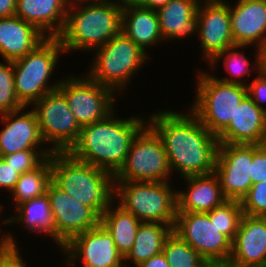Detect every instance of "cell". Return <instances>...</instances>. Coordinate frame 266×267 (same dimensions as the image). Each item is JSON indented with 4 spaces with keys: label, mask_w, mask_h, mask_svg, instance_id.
I'll use <instances>...</instances> for the list:
<instances>
[{
    "label": "cell",
    "mask_w": 266,
    "mask_h": 267,
    "mask_svg": "<svg viewBox=\"0 0 266 267\" xmlns=\"http://www.w3.org/2000/svg\"><path fill=\"white\" fill-rule=\"evenodd\" d=\"M72 1L68 5L63 30L57 37L66 53L96 49L122 33L123 8L116 1H90V4L86 1L88 6L85 7L79 6L81 1ZM69 6L78 9L72 13Z\"/></svg>",
    "instance_id": "obj_4"
},
{
    "label": "cell",
    "mask_w": 266,
    "mask_h": 267,
    "mask_svg": "<svg viewBox=\"0 0 266 267\" xmlns=\"http://www.w3.org/2000/svg\"><path fill=\"white\" fill-rule=\"evenodd\" d=\"M231 31L236 46L266 48V0H242L229 4Z\"/></svg>",
    "instance_id": "obj_18"
},
{
    "label": "cell",
    "mask_w": 266,
    "mask_h": 267,
    "mask_svg": "<svg viewBox=\"0 0 266 267\" xmlns=\"http://www.w3.org/2000/svg\"><path fill=\"white\" fill-rule=\"evenodd\" d=\"M65 53L58 38L47 37L23 58L13 61L15 94L27 107L58 88L60 81L48 85L60 53Z\"/></svg>",
    "instance_id": "obj_5"
},
{
    "label": "cell",
    "mask_w": 266,
    "mask_h": 267,
    "mask_svg": "<svg viewBox=\"0 0 266 267\" xmlns=\"http://www.w3.org/2000/svg\"><path fill=\"white\" fill-rule=\"evenodd\" d=\"M69 2V0H17L15 15L35 26L46 37L57 38L63 30Z\"/></svg>",
    "instance_id": "obj_22"
},
{
    "label": "cell",
    "mask_w": 266,
    "mask_h": 267,
    "mask_svg": "<svg viewBox=\"0 0 266 267\" xmlns=\"http://www.w3.org/2000/svg\"><path fill=\"white\" fill-rule=\"evenodd\" d=\"M185 1L195 3L198 7H199L201 4H203V2L200 3L201 0H185Z\"/></svg>",
    "instance_id": "obj_46"
},
{
    "label": "cell",
    "mask_w": 266,
    "mask_h": 267,
    "mask_svg": "<svg viewBox=\"0 0 266 267\" xmlns=\"http://www.w3.org/2000/svg\"><path fill=\"white\" fill-rule=\"evenodd\" d=\"M184 179L189 190L177 191V212H209L228 200L215 173Z\"/></svg>",
    "instance_id": "obj_23"
},
{
    "label": "cell",
    "mask_w": 266,
    "mask_h": 267,
    "mask_svg": "<svg viewBox=\"0 0 266 267\" xmlns=\"http://www.w3.org/2000/svg\"><path fill=\"white\" fill-rule=\"evenodd\" d=\"M105 119L85 125L68 153L75 159L116 174L124 164L134 138L145 127L138 117ZM115 117V118H113Z\"/></svg>",
    "instance_id": "obj_2"
},
{
    "label": "cell",
    "mask_w": 266,
    "mask_h": 267,
    "mask_svg": "<svg viewBox=\"0 0 266 267\" xmlns=\"http://www.w3.org/2000/svg\"><path fill=\"white\" fill-rule=\"evenodd\" d=\"M113 207L104 211L100 223L112 234L114 244L125 258L135 243L137 229L141 222L121 206Z\"/></svg>",
    "instance_id": "obj_27"
},
{
    "label": "cell",
    "mask_w": 266,
    "mask_h": 267,
    "mask_svg": "<svg viewBox=\"0 0 266 267\" xmlns=\"http://www.w3.org/2000/svg\"><path fill=\"white\" fill-rule=\"evenodd\" d=\"M243 215L241 203L238 200H226L212 211H209V218L215 226L226 235L232 242L236 237L238 226Z\"/></svg>",
    "instance_id": "obj_31"
},
{
    "label": "cell",
    "mask_w": 266,
    "mask_h": 267,
    "mask_svg": "<svg viewBox=\"0 0 266 267\" xmlns=\"http://www.w3.org/2000/svg\"><path fill=\"white\" fill-rule=\"evenodd\" d=\"M208 267H239L230 262L211 263Z\"/></svg>",
    "instance_id": "obj_44"
},
{
    "label": "cell",
    "mask_w": 266,
    "mask_h": 267,
    "mask_svg": "<svg viewBox=\"0 0 266 267\" xmlns=\"http://www.w3.org/2000/svg\"><path fill=\"white\" fill-rule=\"evenodd\" d=\"M197 9L198 35L204 58L210 63L225 49L235 46L231 31L229 3L225 0H203Z\"/></svg>",
    "instance_id": "obj_16"
},
{
    "label": "cell",
    "mask_w": 266,
    "mask_h": 267,
    "mask_svg": "<svg viewBox=\"0 0 266 267\" xmlns=\"http://www.w3.org/2000/svg\"><path fill=\"white\" fill-rule=\"evenodd\" d=\"M46 193L50 200L55 243L61 248L77 234L93 229L100 223L101 218L91 208L75 200L52 180Z\"/></svg>",
    "instance_id": "obj_13"
},
{
    "label": "cell",
    "mask_w": 266,
    "mask_h": 267,
    "mask_svg": "<svg viewBox=\"0 0 266 267\" xmlns=\"http://www.w3.org/2000/svg\"><path fill=\"white\" fill-rule=\"evenodd\" d=\"M52 150L44 149L41 153L36 150H22L8 154L2 158L19 174L35 169L46 157L52 155Z\"/></svg>",
    "instance_id": "obj_34"
},
{
    "label": "cell",
    "mask_w": 266,
    "mask_h": 267,
    "mask_svg": "<svg viewBox=\"0 0 266 267\" xmlns=\"http://www.w3.org/2000/svg\"><path fill=\"white\" fill-rule=\"evenodd\" d=\"M122 2H117L123 9L129 7H145L146 0H121Z\"/></svg>",
    "instance_id": "obj_42"
},
{
    "label": "cell",
    "mask_w": 266,
    "mask_h": 267,
    "mask_svg": "<svg viewBox=\"0 0 266 267\" xmlns=\"http://www.w3.org/2000/svg\"><path fill=\"white\" fill-rule=\"evenodd\" d=\"M263 68L266 70V48L263 50Z\"/></svg>",
    "instance_id": "obj_45"
},
{
    "label": "cell",
    "mask_w": 266,
    "mask_h": 267,
    "mask_svg": "<svg viewBox=\"0 0 266 267\" xmlns=\"http://www.w3.org/2000/svg\"><path fill=\"white\" fill-rule=\"evenodd\" d=\"M16 210L19 211H17V215L10 218L8 217V219L4 221L6 224L12 221V223L19 221V223L22 222L29 231H43L42 233L49 234L55 240L53 217L47 193L20 203Z\"/></svg>",
    "instance_id": "obj_28"
},
{
    "label": "cell",
    "mask_w": 266,
    "mask_h": 267,
    "mask_svg": "<svg viewBox=\"0 0 266 267\" xmlns=\"http://www.w3.org/2000/svg\"><path fill=\"white\" fill-rule=\"evenodd\" d=\"M253 144H219L214 173L227 199L238 200L252 186Z\"/></svg>",
    "instance_id": "obj_14"
},
{
    "label": "cell",
    "mask_w": 266,
    "mask_h": 267,
    "mask_svg": "<svg viewBox=\"0 0 266 267\" xmlns=\"http://www.w3.org/2000/svg\"><path fill=\"white\" fill-rule=\"evenodd\" d=\"M170 0H146V8L157 10L166 5Z\"/></svg>",
    "instance_id": "obj_43"
},
{
    "label": "cell",
    "mask_w": 266,
    "mask_h": 267,
    "mask_svg": "<svg viewBox=\"0 0 266 267\" xmlns=\"http://www.w3.org/2000/svg\"><path fill=\"white\" fill-rule=\"evenodd\" d=\"M51 181V156L46 157L35 169L19 175L18 181L11 191L16 207L24 202L46 193Z\"/></svg>",
    "instance_id": "obj_29"
},
{
    "label": "cell",
    "mask_w": 266,
    "mask_h": 267,
    "mask_svg": "<svg viewBox=\"0 0 266 267\" xmlns=\"http://www.w3.org/2000/svg\"><path fill=\"white\" fill-rule=\"evenodd\" d=\"M229 262L239 267H266V217L242 215Z\"/></svg>",
    "instance_id": "obj_17"
},
{
    "label": "cell",
    "mask_w": 266,
    "mask_h": 267,
    "mask_svg": "<svg viewBox=\"0 0 266 267\" xmlns=\"http://www.w3.org/2000/svg\"><path fill=\"white\" fill-rule=\"evenodd\" d=\"M13 235H3L0 239V267H25Z\"/></svg>",
    "instance_id": "obj_37"
},
{
    "label": "cell",
    "mask_w": 266,
    "mask_h": 267,
    "mask_svg": "<svg viewBox=\"0 0 266 267\" xmlns=\"http://www.w3.org/2000/svg\"><path fill=\"white\" fill-rule=\"evenodd\" d=\"M5 63L0 62V115L24 108L15 94L13 62Z\"/></svg>",
    "instance_id": "obj_32"
},
{
    "label": "cell",
    "mask_w": 266,
    "mask_h": 267,
    "mask_svg": "<svg viewBox=\"0 0 266 267\" xmlns=\"http://www.w3.org/2000/svg\"><path fill=\"white\" fill-rule=\"evenodd\" d=\"M122 32L143 51L145 46L149 47L164 40L156 10L142 6L123 9Z\"/></svg>",
    "instance_id": "obj_25"
},
{
    "label": "cell",
    "mask_w": 266,
    "mask_h": 267,
    "mask_svg": "<svg viewBox=\"0 0 266 267\" xmlns=\"http://www.w3.org/2000/svg\"><path fill=\"white\" fill-rule=\"evenodd\" d=\"M250 178L252 184L266 181V144H253Z\"/></svg>",
    "instance_id": "obj_38"
},
{
    "label": "cell",
    "mask_w": 266,
    "mask_h": 267,
    "mask_svg": "<svg viewBox=\"0 0 266 267\" xmlns=\"http://www.w3.org/2000/svg\"><path fill=\"white\" fill-rule=\"evenodd\" d=\"M173 232L209 264L229 262L232 241L210 221L209 212H177Z\"/></svg>",
    "instance_id": "obj_11"
},
{
    "label": "cell",
    "mask_w": 266,
    "mask_h": 267,
    "mask_svg": "<svg viewBox=\"0 0 266 267\" xmlns=\"http://www.w3.org/2000/svg\"><path fill=\"white\" fill-rule=\"evenodd\" d=\"M167 182L117 181L119 206L140 222L174 225L177 191Z\"/></svg>",
    "instance_id": "obj_6"
},
{
    "label": "cell",
    "mask_w": 266,
    "mask_h": 267,
    "mask_svg": "<svg viewBox=\"0 0 266 267\" xmlns=\"http://www.w3.org/2000/svg\"><path fill=\"white\" fill-rule=\"evenodd\" d=\"M240 203L243 214L266 217V181L252 184Z\"/></svg>",
    "instance_id": "obj_35"
},
{
    "label": "cell",
    "mask_w": 266,
    "mask_h": 267,
    "mask_svg": "<svg viewBox=\"0 0 266 267\" xmlns=\"http://www.w3.org/2000/svg\"><path fill=\"white\" fill-rule=\"evenodd\" d=\"M19 173L0 157V188H6L10 192L15 187Z\"/></svg>",
    "instance_id": "obj_39"
},
{
    "label": "cell",
    "mask_w": 266,
    "mask_h": 267,
    "mask_svg": "<svg viewBox=\"0 0 266 267\" xmlns=\"http://www.w3.org/2000/svg\"><path fill=\"white\" fill-rule=\"evenodd\" d=\"M51 180L100 218L105 210L114 206L113 198L117 196L115 174L81 162L68 152L52 153Z\"/></svg>",
    "instance_id": "obj_3"
},
{
    "label": "cell",
    "mask_w": 266,
    "mask_h": 267,
    "mask_svg": "<svg viewBox=\"0 0 266 267\" xmlns=\"http://www.w3.org/2000/svg\"><path fill=\"white\" fill-rule=\"evenodd\" d=\"M62 249L64 254H68L67 264L70 265L80 257L84 267H128L114 244L112 234L101 223L77 234Z\"/></svg>",
    "instance_id": "obj_15"
},
{
    "label": "cell",
    "mask_w": 266,
    "mask_h": 267,
    "mask_svg": "<svg viewBox=\"0 0 266 267\" xmlns=\"http://www.w3.org/2000/svg\"><path fill=\"white\" fill-rule=\"evenodd\" d=\"M33 105L43 141L52 144V152H68L77 141L82 127L64 95L56 89Z\"/></svg>",
    "instance_id": "obj_10"
},
{
    "label": "cell",
    "mask_w": 266,
    "mask_h": 267,
    "mask_svg": "<svg viewBox=\"0 0 266 267\" xmlns=\"http://www.w3.org/2000/svg\"><path fill=\"white\" fill-rule=\"evenodd\" d=\"M205 73L197 76V95L190 112L218 136L230 124L237 106L247 96V86L223 82Z\"/></svg>",
    "instance_id": "obj_7"
},
{
    "label": "cell",
    "mask_w": 266,
    "mask_h": 267,
    "mask_svg": "<svg viewBox=\"0 0 266 267\" xmlns=\"http://www.w3.org/2000/svg\"><path fill=\"white\" fill-rule=\"evenodd\" d=\"M17 0H0V18L15 15Z\"/></svg>",
    "instance_id": "obj_41"
},
{
    "label": "cell",
    "mask_w": 266,
    "mask_h": 267,
    "mask_svg": "<svg viewBox=\"0 0 266 267\" xmlns=\"http://www.w3.org/2000/svg\"><path fill=\"white\" fill-rule=\"evenodd\" d=\"M148 124L163 141L171 171L177 170L183 178L214 173L218 137L192 112L164 110L152 114Z\"/></svg>",
    "instance_id": "obj_1"
},
{
    "label": "cell",
    "mask_w": 266,
    "mask_h": 267,
    "mask_svg": "<svg viewBox=\"0 0 266 267\" xmlns=\"http://www.w3.org/2000/svg\"><path fill=\"white\" fill-rule=\"evenodd\" d=\"M198 6L185 0H170L156 10L163 39L188 37L198 32Z\"/></svg>",
    "instance_id": "obj_24"
},
{
    "label": "cell",
    "mask_w": 266,
    "mask_h": 267,
    "mask_svg": "<svg viewBox=\"0 0 266 267\" xmlns=\"http://www.w3.org/2000/svg\"><path fill=\"white\" fill-rule=\"evenodd\" d=\"M162 252L170 267H208L209 265L203 257L174 232L166 239Z\"/></svg>",
    "instance_id": "obj_30"
},
{
    "label": "cell",
    "mask_w": 266,
    "mask_h": 267,
    "mask_svg": "<svg viewBox=\"0 0 266 267\" xmlns=\"http://www.w3.org/2000/svg\"><path fill=\"white\" fill-rule=\"evenodd\" d=\"M174 225L141 222L137 229L135 243L124 262L130 261L136 265L161 253Z\"/></svg>",
    "instance_id": "obj_26"
},
{
    "label": "cell",
    "mask_w": 266,
    "mask_h": 267,
    "mask_svg": "<svg viewBox=\"0 0 266 267\" xmlns=\"http://www.w3.org/2000/svg\"><path fill=\"white\" fill-rule=\"evenodd\" d=\"M46 38L17 15L0 18V55L5 61L23 58Z\"/></svg>",
    "instance_id": "obj_21"
},
{
    "label": "cell",
    "mask_w": 266,
    "mask_h": 267,
    "mask_svg": "<svg viewBox=\"0 0 266 267\" xmlns=\"http://www.w3.org/2000/svg\"><path fill=\"white\" fill-rule=\"evenodd\" d=\"M171 172L163 141L149 126L137 134L126 160L115 174L117 181H167Z\"/></svg>",
    "instance_id": "obj_9"
},
{
    "label": "cell",
    "mask_w": 266,
    "mask_h": 267,
    "mask_svg": "<svg viewBox=\"0 0 266 267\" xmlns=\"http://www.w3.org/2000/svg\"><path fill=\"white\" fill-rule=\"evenodd\" d=\"M96 50L89 78L114 92L124 89L148 58L147 53L123 32Z\"/></svg>",
    "instance_id": "obj_8"
},
{
    "label": "cell",
    "mask_w": 266,
    "mask_h": 267,
    "mask_svg": "<svg viewBox=\"0 0 266 267\" xmlns=\"http://www.w3.org/2000/svg\"><path fill=\"white\" fill-rule=\"evenodd\" d=\"M243 47H247V46H233L230 48L225 49L222 53L218 54L209 64L211 66H215V63L219 62V59L224 58L225 62V68L228 72H231V74H233L234 76H236V78H225V79H219L223 82H227V83H235V84H241V85H245L247 86V83H244L240 80L242 79H238V76H242L244 74H251L250 72H252L251 68H249V60L247 59V57H245L242 53H239L237 50L239 48H243ZM237 49V50H236ZM224 56V57H223ZM218 60V62H217Z\"/></svg>",
    "instance_id": "obj_33"
},
{
    "label": "cell",
    "mask_w": 266,
    "mask_h": 267,
    "mask_svg": "<svg viewBox=\"0 0 266 267\" xmlns=\"http://www.w3.org/2000/svg\"><path fill=\"white\" fill-rule=\"evenodd\" d=\"M25 108L0 115L1 121L6 124L0 131L1 158L22 150H36L42 146V143L45 144L34 111L19 114Z\"/></svg>",
    "instance_id": "obj_20"
},
{
    "label": "cell",
    "mask_w": 266,
    "mask_h": 267,
    "mask_svg": "<svg viewBox=\"0 0 266 267\" xmlns=\"http://www.w3.org/2000/svg\"><path fill=\"white\" fill-rule=\"evenodd\" d=\"M217 137L219 144H266V111L247 95L237 106L230 124Z\"/></svg>",
    "instance_id": "obj_19"
},
{
    "label": "cell",
    "mask_w": 266,
    "mask_h": 267,
    "mask_svg": "<svg viewBox=\"0 0 266 267\" xmlns=\"http://www.w3.org/2000/svg\"><path fill=\"white\" fill-rule=\"evenodd\" d=\"M256 51V66L259 75L247 85V95L255 103V105L261 109H266L262 107L261 102H266V70L263 68V51L257 48Z\"/></svg>",
    "instance_id": "obj_36"
},
{
    "label": "cell",
    "mask_w": 266,
    "mask_h": 267,
    "mask_svg": "<svg viewBox=\"0 0 266 267\" xmlns=\"http://www.w3.org/2000/svg\"><path fill=\"white\" fill-rule=\"evenodd\" d=\"M136 267H170L163 252L136 265Z\"/></svg>",
    "instance_id": "obj_40"
},
{
    "label": "cell",
    "mask_w": 266,
    "mask_h": 267,
    "mask_svg": "<svg viewBox=\"0 0 266 267\" xmlns=\"http://www.w3.org/2000/svg\"><path fill=\"white\" fill-rule=\"evenodd\" d=\"M76 1H81V2H85V1H88V0H76ZM89 1H107V0H89Z\"/></svg>",
    "instance_id": "obj_47"
},
{
    "label": "cell",
    "mask_w": 266,
    "mask_h": 267,
    "mask_svg": "<svg viewBox=\"0 0 266 267\" xmlns=\"http://www.w3.org/2000/svg\"><path fill=\"white\" fill-rule=\"evenodd\" d=\"M68 78L61 80L57 89L66 98L81 127L103 120L114 111L116 96L111 88L91 80L88 75L86 79Z\"/></svg>",
    "instance_id": "obj_12"
}]
</instances>
